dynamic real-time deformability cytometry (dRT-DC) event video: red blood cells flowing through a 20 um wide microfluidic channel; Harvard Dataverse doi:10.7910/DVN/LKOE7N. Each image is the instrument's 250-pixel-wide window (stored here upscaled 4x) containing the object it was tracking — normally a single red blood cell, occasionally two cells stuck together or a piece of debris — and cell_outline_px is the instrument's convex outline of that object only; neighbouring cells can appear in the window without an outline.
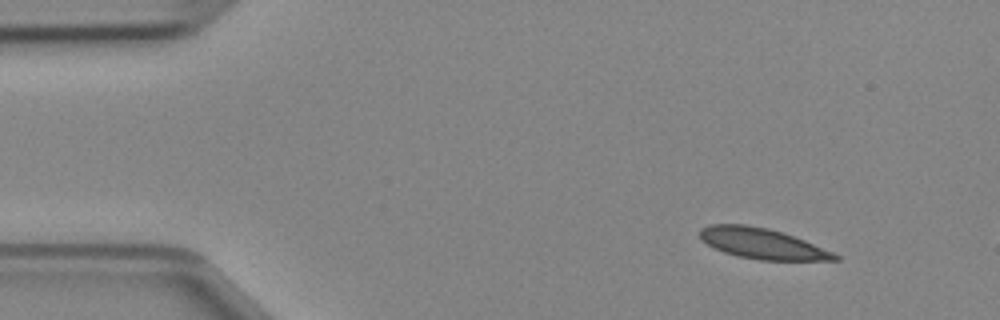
{"species": "Egyptian fruit bat (a non-hibernating species)", "species_latin": "Rousettus aegyptiacus", "temperature_condition": "cold", "stored_images_in_passage": 7, "camera_frame_rate_fps": 3000, "um_per_image_px": 0.085, "animal": {"sex": "female"}, "frame": {"image": 1, "passage_image": 1, "time_ms": 0.0, "image_size_px": [1000, 320], "cell_outline_px": [[840, 260], [760, 260], [736, 256], [724, 252], [700, 240], [700, 228], [708, 224], [744, 224], [768, 228], [804, 240], [832, 252], [840, 256]], "centroid_in_image_um": [64.74, 20.7], "position_along_channel_um": 20.3, "area_um2": 23.87}}